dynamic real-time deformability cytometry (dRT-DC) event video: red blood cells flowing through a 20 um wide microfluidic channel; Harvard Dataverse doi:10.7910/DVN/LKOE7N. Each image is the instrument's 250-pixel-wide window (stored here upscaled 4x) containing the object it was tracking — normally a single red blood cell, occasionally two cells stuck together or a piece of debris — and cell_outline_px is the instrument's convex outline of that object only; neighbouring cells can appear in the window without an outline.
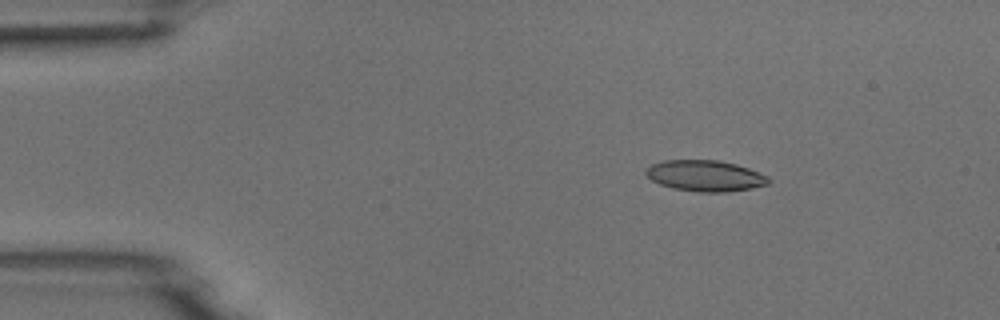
{"species": "common noctule bat (a hibernating species)", "species_latin": "Nyctalus noctula", "temperature_condition": "room temperature", "stored_images_in_passage": 5, "camera_frame_rate_fps": 3000, "um_per_image_px": 0.085, "animal": {"sex": "male", "body_mass_g": 18.8}, "frame": {"image": 1, "passage_image": 3, "time_ms": 2.333, "image_size_px": [1000, 320], "cell_outline_px": [[772, 180], [768, 184], [752, 188], [724, 192], [700, 192], [672, 188], [660, 184], [652, 180], [644, 172], [652, 164], [664, 160], [720, 160], [736, 164], [748, 168], [768, 176]], "centroid_in_image_um": [59.96, 14.94], "position_along_channel_um": 25.0, "area_um2": 22.14}}